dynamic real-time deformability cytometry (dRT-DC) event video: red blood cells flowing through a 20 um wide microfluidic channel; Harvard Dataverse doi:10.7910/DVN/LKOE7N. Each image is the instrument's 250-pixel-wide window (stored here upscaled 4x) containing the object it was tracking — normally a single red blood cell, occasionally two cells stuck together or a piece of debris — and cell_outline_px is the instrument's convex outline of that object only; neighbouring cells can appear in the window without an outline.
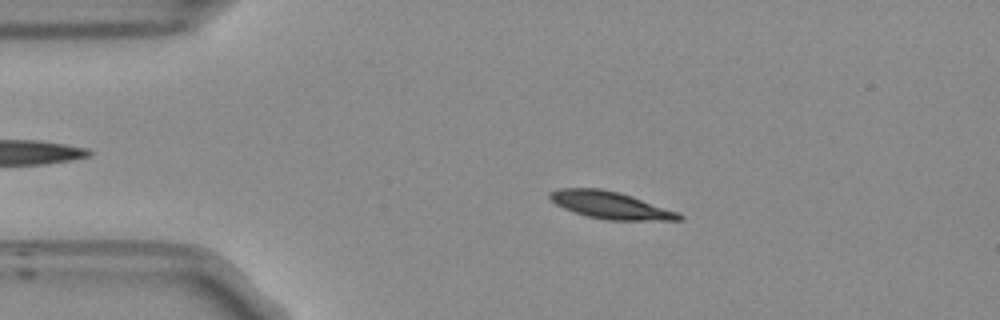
{"species": "Egyptian fruit bat (a non-hibernating species)", "species_latin": "Rousettus aegyptiacus", "temperature_condition": "room temperature", "stored_images_in_passage": 53, "camera_frame_rate_fps": 3000, "um_per_image_px": 0.085, "frame": {"image": 1, "passage_image": 10, "time_ms": 3.0, "image_size_px": [1000, 320], "cell_outline_px": [[684, 216], [680, 220], [608, 220], [588, 216], [564, 208], [556, 204], [548, 196], [548, 192], [560, 188], [600, 188], [620, 192], [680, 212]], "centroid_in_image_um": [51.91, 17.43], "position_along_channel_um": 33.1, "area_um2": 20.46}}
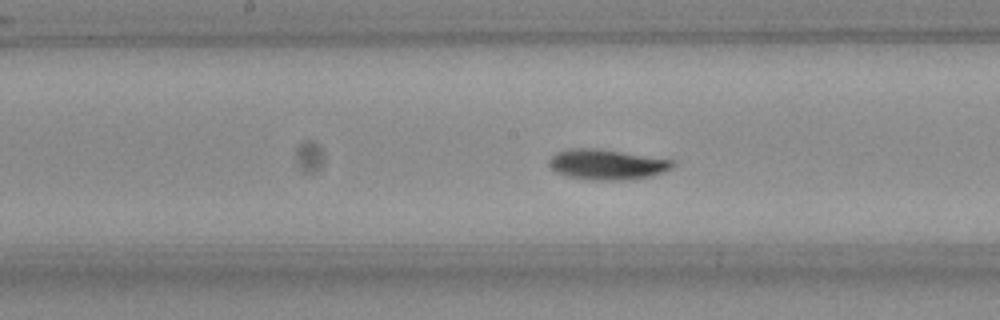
{"frame": {"image": 2, "passage_image": 26, "time_ms": 8.333, "image_size_px": [1000, 320], "cell_outline_px": [[676, 164], [672, 168], [664, 172], [652, 176], [632, 180], [584, 180], [568, 176], [556, 172], [552, 168], [552, 156], [556, 152], [572, 148], [592, 148], [672, 160]], "centroid_in_image_um": [51.62, 14.01], "position_along_channel_um": 196.6, "area_um2": 21.56}}
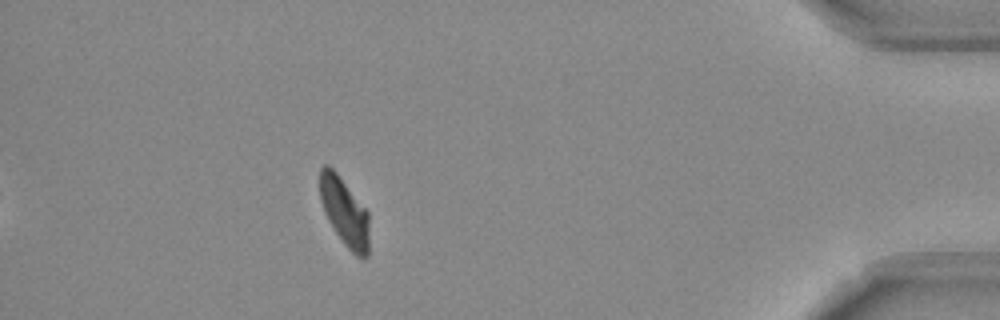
{"frame": {"image": 3, "passage_image": 47, "time_ms": 15.333, "image_size_px": [1000, 320], "cell_outline_px": [[368, 256], [356, 256], [344, 244], [328, 220], [324, 212], [320, 200], [320, 168], [324, 164], [328, 164], [336, 172], [368, 212]], "centroid_in_image_um": [29.26, 17.99], "position_along_channel_um": 405.9, "area_um2": 19.25}, "authors_computed_cell_mechanics": {"area_um2": 20.2878, "velocity_mm_per_s": 3.7833, "shape_relaxation_time_tau1_ms": 2.2163, "shape_relaxation_time_tau2_ms": null, "deformation_change_tau1": 0.1143, "deformation_change_tau2": null}}